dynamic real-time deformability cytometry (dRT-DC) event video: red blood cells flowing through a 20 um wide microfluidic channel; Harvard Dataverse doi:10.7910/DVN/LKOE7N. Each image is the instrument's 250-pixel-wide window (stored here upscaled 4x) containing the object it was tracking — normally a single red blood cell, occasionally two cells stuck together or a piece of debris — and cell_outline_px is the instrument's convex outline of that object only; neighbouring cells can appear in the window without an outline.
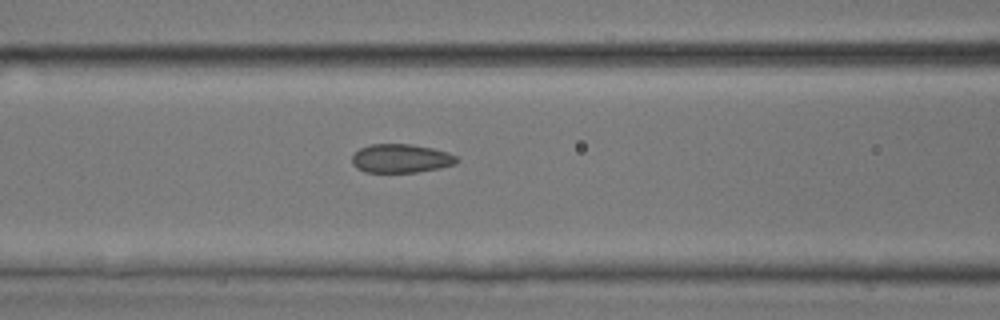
{"species": "common noctule bat (a hibernating species)", "species_latin": "Nyctalus noctula", "temperature_condition": "room temperature", "stored_images_in_passage": 23, "camera_frame_rate_fps": 3000, "um_per_image_px": 0.085, "animal": {"sex": "male", "body_mass_g": 17.9, "forearm_length_mm": 54.2}, "frame": {"image": 1, "passage_image": 19, "time_ms": 6.0, "image_size_px": [1000, 320], "cell_outline_px": [[460, 160], [456, 164], [440, 168], [416, 172], [364, 172], [356, 168], [352, 164], [352, 156], [360, 148], [368, 144], [412, 144], [432, 148], [448, 152], [456, 156]], "centroid_in_image_um": [34.08, 13.46], "position_along_channel_um": 132.5, "area_um2": 17.69}}